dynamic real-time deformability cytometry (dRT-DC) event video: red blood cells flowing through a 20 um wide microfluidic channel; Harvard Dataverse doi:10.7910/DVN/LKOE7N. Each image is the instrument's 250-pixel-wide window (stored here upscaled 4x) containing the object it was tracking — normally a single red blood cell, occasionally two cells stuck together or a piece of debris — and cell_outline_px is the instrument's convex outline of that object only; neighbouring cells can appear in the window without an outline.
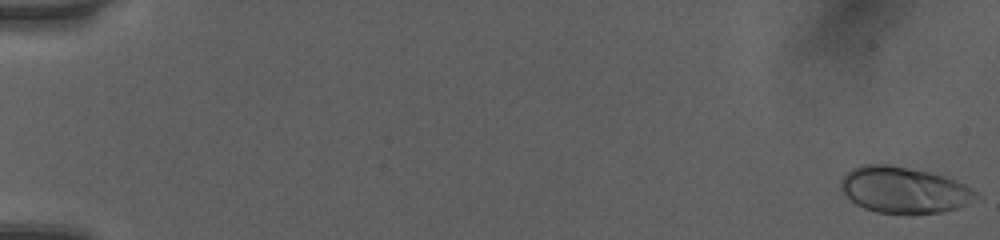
{"species": "human", "species_latin": "Homo sapiens", "temperature_condition": "room temperature", "stored_images_in_passage": 53, "segment_of_instrument_passage": [1, 2], "camera_frame_rate_fps": 3000, "um_per_image_px": 0.085, "donor": {"sex": "female"}, "frame": {"image": 1, "passage_image": 1, "time_ms": 0.0, "image_size_px": [1000, 240], "cell_outline_px": [[976, 196], [968, 204], [944, 212], [908, 216], [876, 212], [864, 208], [856, 204], [840, 188], [840, 180], [852, 168], [860, 164], [888, 164], [928, 172], [944, 176], [964, 184], [976, 192]], "centroid_in_image_um": [76.81, 16.18], "position_along_channel_um": 8.2, "area_um2": 36.7}}
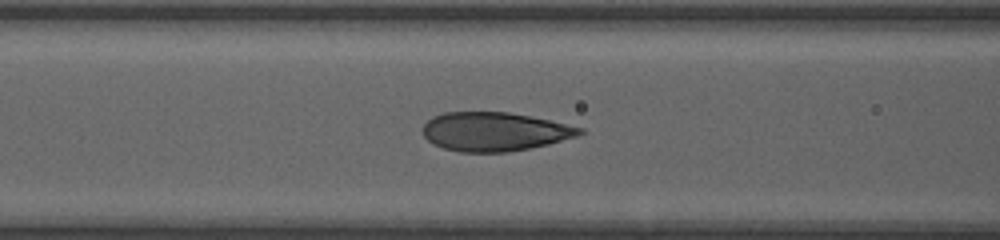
{"frame": {"image": 2, "passage_image": 23, "time_ms": 7.333, "image_size_px": [1000, 240], "cell_outline_px": [[584, 132], [576, 136], [548, 144], [508, 152], [460, 152], [444, 148], [432, 144], [424, 136], [420, 128], [432, 116], [444, 112], [508, 112], [548, 120], [584, 128]], "centroid_in_image_um": [41.97, 11.19], "position_along_channel_um": 124.6, "area_um2": 35.43}}
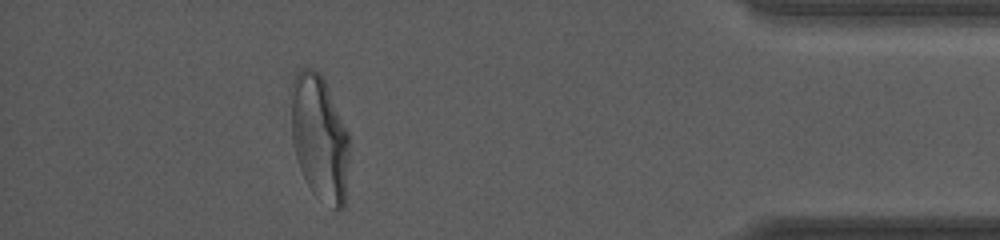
{"frame": {"image": 3, "passage_image": 47, "time_ms": 15.333, "image_size_px": [1000, 240], "cell_outline_px": [[348, 148], [344, 208], [332, 208], [316, 196], [312, 192], [300, 168], [296, 156], [292, 140], [292, 80], [296, 72], [300, 68], [312, 68], [320, 72], [328, 88], [348, 132]], "centroid_in_image_um": [27.15, 11.68], "position_along_channel_um": 408.1, "area_um2": 42.02}}